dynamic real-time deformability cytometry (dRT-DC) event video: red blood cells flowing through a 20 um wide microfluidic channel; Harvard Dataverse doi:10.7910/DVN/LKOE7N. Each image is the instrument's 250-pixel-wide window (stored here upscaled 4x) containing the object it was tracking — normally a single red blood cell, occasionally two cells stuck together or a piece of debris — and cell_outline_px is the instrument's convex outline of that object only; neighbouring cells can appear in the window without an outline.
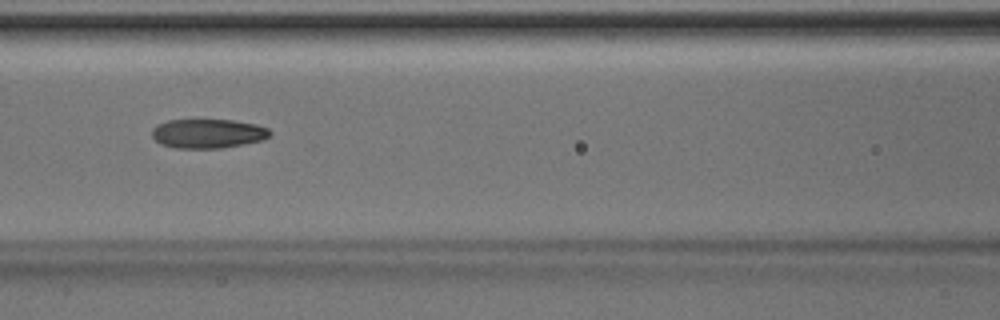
{"species": "Egyptian fruit bat (a non-hibernating species)", "species_latin": "Rousettus aegyptiacus", "temperature_condition": "room temperature", "stored_images_in_passage": 6, "camera_frame_rate_fps": 3000, "um_per_image_px": 0.085, "animal": {"sex": "male"}, "frame": {"image": 1, "passage_image": 6, "time_ms": 1.667, "image_size_px": [1000, 320], "cell_outline_px": [[272, 132], [264, 140], [224, 148], [176, 148], [160, 144], [152, 136], [152, 128], [156, 124], [168, 120], [232, 120], [256, 124], [268, 128]], "centroid_in_image_um": [17.67, 11.35], "position_along_channel_um": 148.9, "area_um2": 20.23}}